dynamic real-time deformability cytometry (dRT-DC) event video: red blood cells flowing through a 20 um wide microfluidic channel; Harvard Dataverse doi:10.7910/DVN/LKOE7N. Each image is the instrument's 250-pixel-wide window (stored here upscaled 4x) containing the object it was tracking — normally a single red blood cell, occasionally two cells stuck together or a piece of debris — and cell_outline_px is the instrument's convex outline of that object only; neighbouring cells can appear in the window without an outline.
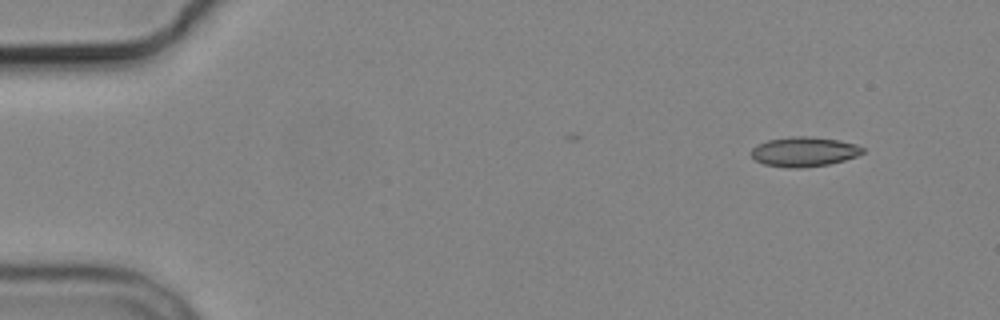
{"species": "common noctule bat (a hibernating species)", "species_latin": "Nyctalus noctula", "temperature_condition": "cold", "stored_images_in_passage": 2, "camera_frame_rate_fps": 3000, "um_per_image_px": 0.085, "animal": {"sex": "male", "body_mass_g": 19.2, "forearm_length_mm": 51.8}, "frame": {"image": 1, "passage_image": 1, "time_ms": 0.0, "image_size_px": [1000, 320], "cell_outline_px": [[864, 152], [856, 156], [844, 160], [828, 164], [800, 168], [788, 168], [764, 164], [756, 160], [752, 156], [752, 148], [756, 144], [768, 140], [792, 136], [808, 136], [840, 140], [856, 144], [864, 148]], "centroid_in_image_um": [68.35, 12.89], "position_along_channel_um": 16.7, "area_um2": 19.25}}